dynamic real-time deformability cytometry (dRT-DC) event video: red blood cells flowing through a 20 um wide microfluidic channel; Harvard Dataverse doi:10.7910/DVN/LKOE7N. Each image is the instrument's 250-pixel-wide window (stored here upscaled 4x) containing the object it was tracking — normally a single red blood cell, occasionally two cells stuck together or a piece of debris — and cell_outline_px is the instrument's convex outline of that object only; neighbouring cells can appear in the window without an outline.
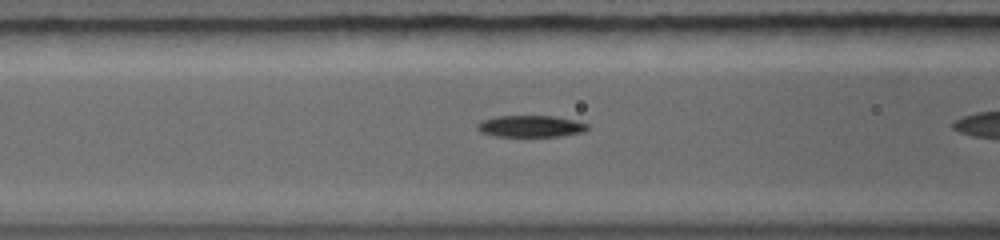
{"species": "common noctule bat (a hibernating species)", "species_latin": "Nyctalus noctula", "temperature_condition": "warm", "stored_images_in_passage": 24, "camera_frame_rate_fps": 5000, "um_per_image_px": 0.085, "animal": {"sex": "female", "body_mass_g": 19.0, "forearm_length_mm": 56.7}, "frame": {"image": 1, "passage_image": 8, "time_ms": 2.2, "image_size_px": [1000, 240], "cell_outline_px": [[588, 128], [584, 132], [560, 136], [492, 136], [480, 132], [476, 128], [476, 124], [480, 120], [496, 116], [552, 116], [572, 120], [588, 124]], "centroid_in_image_um": [45.04, 10.73], "position_along_channel_um": 121.6, "area_um2": 13.93}}